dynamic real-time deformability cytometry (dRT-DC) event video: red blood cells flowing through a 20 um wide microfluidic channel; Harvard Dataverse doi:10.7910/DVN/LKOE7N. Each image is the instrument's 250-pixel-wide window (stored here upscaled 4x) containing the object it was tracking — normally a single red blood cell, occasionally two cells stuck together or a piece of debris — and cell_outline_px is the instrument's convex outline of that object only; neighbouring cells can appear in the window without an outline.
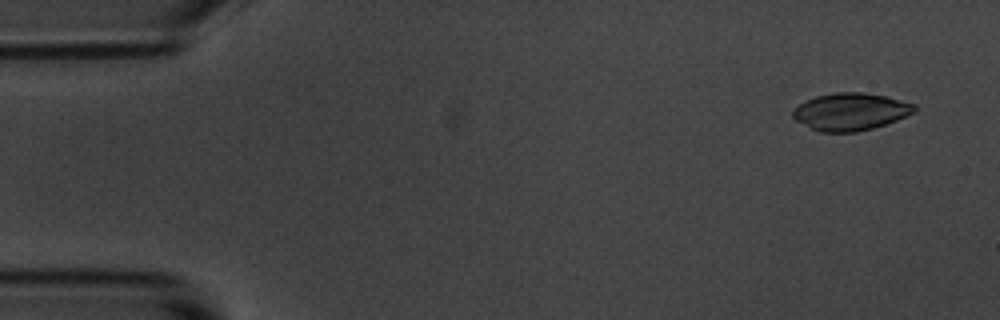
{"species": "common noctule bat (a hibernating species)", "species_latin": "Nyctalus noctula", "temperature_condition": "room temperature", "stored_images_in_passage": 6, "camera_frame_rate_fps": 3000, "um_per_image_px": 0.085, "animal": {"sex": "male", "body_mass_g": 20.1, "forearm_length_mm": 53.5}, "frame": {"image": 1, "passage_image": 1, "time_ms": 0.0, "image_size_px": [1000, 320], "cell_outline_px": [[916, 108], [912, 112], [896, 120], [872, 128], [856, 132], [820, 132], [796, 120], [792, 116], [792, 108], [804, 100], [816, 96], [836, 92], [860, 92], [888, 96], [916, 104]], "centroid_in_image_um": [72.26, 9.47], "position_along_channel_um": 12.7, "area_um2": 26.41}}
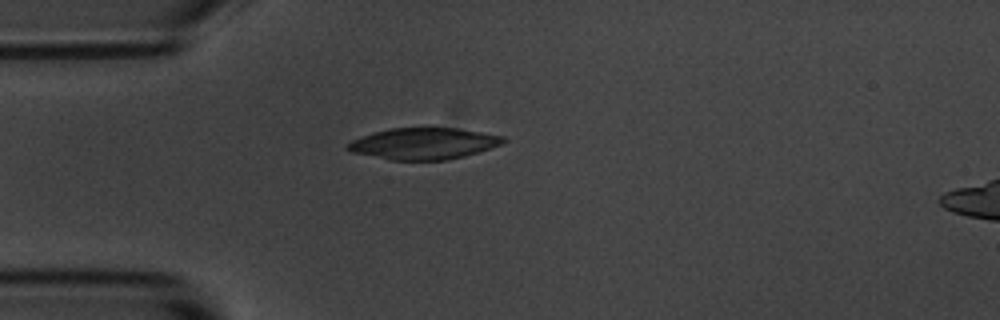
{"frame": {"image": 2, "passage_image": 4, "time_ms": 3.667, "image_size_px": [1000, 320], "cell_outline_px": [[508, 140], [500, 144], [464, 156], [448, 160], [392, 160], [352, 152], [344, 148], [344, 144], [360, 136], [372, 132], [392, 128], [460, 128], [504, 136]], "centroid_in_image_um": [35.96, 12.2], "position_along_channel_um": 49.0, "area_um2": 28.55}}